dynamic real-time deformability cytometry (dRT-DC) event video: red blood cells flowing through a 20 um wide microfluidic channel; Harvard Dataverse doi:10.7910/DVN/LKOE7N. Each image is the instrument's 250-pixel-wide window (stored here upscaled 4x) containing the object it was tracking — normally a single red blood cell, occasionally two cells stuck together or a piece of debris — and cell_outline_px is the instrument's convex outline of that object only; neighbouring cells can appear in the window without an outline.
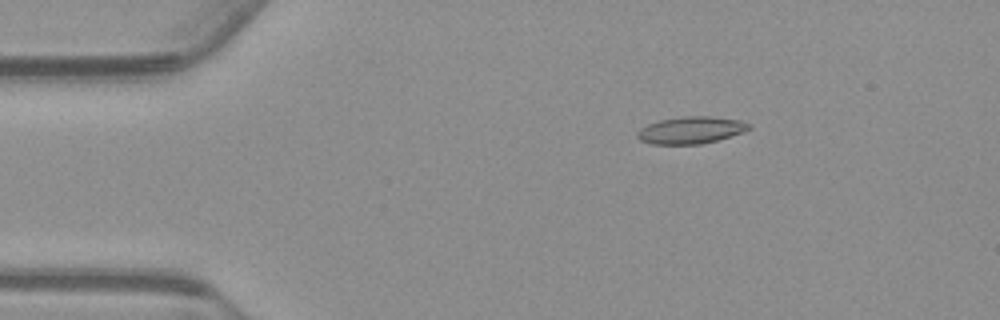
{"species": "common noctule bat (a hibernating species)", "species_latin": "Nyctalus noctula", "temperature_condition": "warm", "stored_images_in_passage": 55, "camera_frame_rate_fps": 3000, "um_per_image_px": 0.085, "animal": {"sex": "male", "body_mass_g": 23.1, "forearm_length_mm": 52.7}, "frame": {"image": 1, "passage_image": 9, "time_ms": 2.667, "image_size_px": [1000, 320], "cell_outline_px": [[752, 128], [744, 132], [716, 140], [700, 144], [648, 144], [640, 140], [636, 136], [636, 132], [640, 128], [648, 124], [660, 120], [688, 116], [712, 116], [740, 120], [752, 124]], "centroid_in_image_um": [58.73, 11.06], "position_along_channel_um": 26.3, "area_um2": 17.69}}
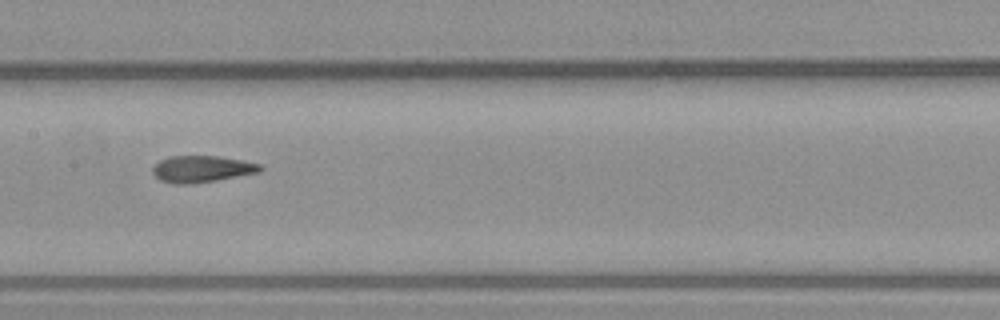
{"frame": {"image": 2, "passage_image": 27, "time_ms": 8.667, "image_size_px": [1000, 320], "cell_outline_px": [[264, 168], [260, 172], [216, 180], [188, 184], [172, 184], [160, 180], [152, 172], [152, 168], [160, 160], [168, 156], [216, 156], [240, 160], [260, 164]], "centroid_in_image_um": [17.13, 14.36], "position_along_channel_um": 190.3, "area_um2": 16.59}}
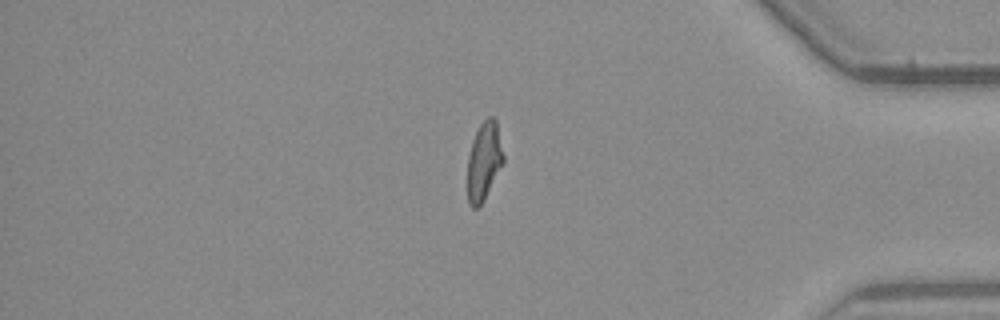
{"frame": {"image": 3, "passage_image": 46, "time_ms": 15.0, "image_size_px": [1000, 320], "cell_outline_px": [[504, 160], [484, 200], [476, 208], [472, 208], [468, 200], [468, 156], [472, 140], [480, 124], [488, 116], [492, 116], [496, 120], [504, 156]], "centroid_in_image_um": [41.14, 13.67], "position_along_channel_um": 394.1, "area_um2": 16.13}, "authors_computed_cell_mechanics": {"area_um2": 16.9354, "velocity_mm_per_s": 3.7433, "shape_relaxation_time_tau1_ms": null, "shape_relaxation_time_tau2_ms": 2.6013, "deformation_change_tau1": null, "deformation_change_tau2": 0.0835}}